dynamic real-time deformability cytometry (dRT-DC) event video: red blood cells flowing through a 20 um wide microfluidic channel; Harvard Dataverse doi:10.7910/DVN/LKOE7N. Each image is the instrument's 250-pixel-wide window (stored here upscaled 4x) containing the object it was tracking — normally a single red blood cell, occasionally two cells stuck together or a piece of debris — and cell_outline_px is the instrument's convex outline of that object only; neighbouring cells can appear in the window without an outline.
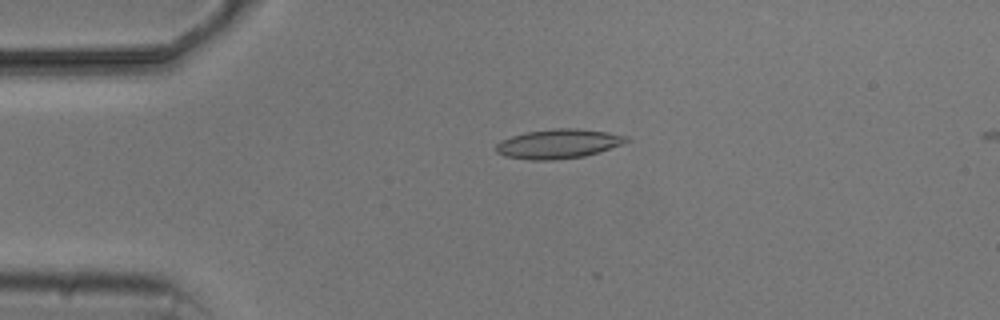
{"species": "common noctule bat (a hibernating species)", "species_latin": "Nyctalus noctula", "temperature_condition": "cold", "stored_images_in_passage": 5, "camera_frame_rate_fps": 3000, "um_per_image_px": 0.085, "animal": {"sex": "male", "body_mass_g": 20.5, "forearm_length_mm": 52.5}, "frame": {"image": 1, "passage_image": 4, "time_ms": 3.667, "image_size_px": [1000, 320], "cell_outline_px": [[632, 140], [584, 156], [552, 160], [532, 160], [504, 156], [496, 152], [496, 144], [500, 140], [512, 136], [528, 132], [552, 128], [576, 128], [608, 132], [628, 136]], "centroid_in_image_um": [47.44, 12.21], "position_along_channel_um": 37.6, "area_um2": 22.14}}